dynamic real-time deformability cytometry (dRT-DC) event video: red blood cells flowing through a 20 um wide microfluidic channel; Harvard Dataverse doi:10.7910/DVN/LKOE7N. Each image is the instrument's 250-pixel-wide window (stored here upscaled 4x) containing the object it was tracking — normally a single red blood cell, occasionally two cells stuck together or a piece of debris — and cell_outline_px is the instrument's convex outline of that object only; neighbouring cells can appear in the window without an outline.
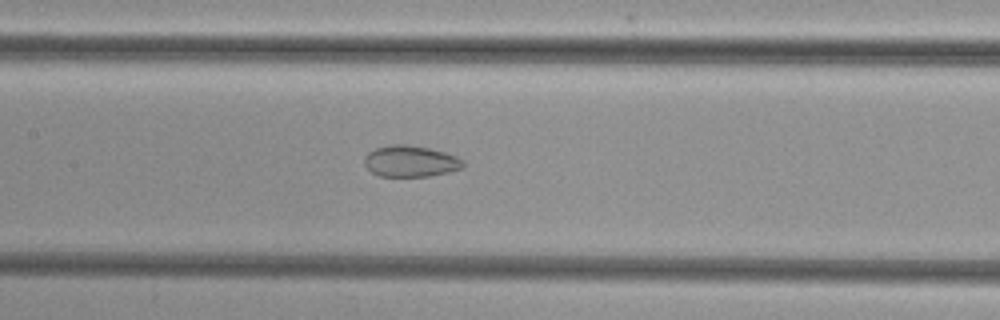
{"species": "common noctule bat (a hibernating species)", "species_latin": "Nyctalus noctula", "temperature_condition": "cold", "stored_images_in_passage": 52, "camera_frame_rate_fps": 3000, "um_per_image_px": 0.085, "animal": {"sex": "female", "body_mass_g": 29.2, "forearm_length_mm": 56.3}, "frame": {"image": 1, "passage_image": 25, "time_ms": 8.0, "image_size_px": [1000, 320], "cell_outline_px": [[464, 164], [460, 168], [448, 172], [428, 176], [380, 176], [372, 172], [364, 164], [364, 156], [368, 152], [376, 148], [392, 144], [404, 144], [428, 148], [444, 152], [456, 156], [464, 160]], "centroid_in_image_um": [34.87, 13.7], "position_along_channel_um": 172.5, "area_um2": 17.86}}
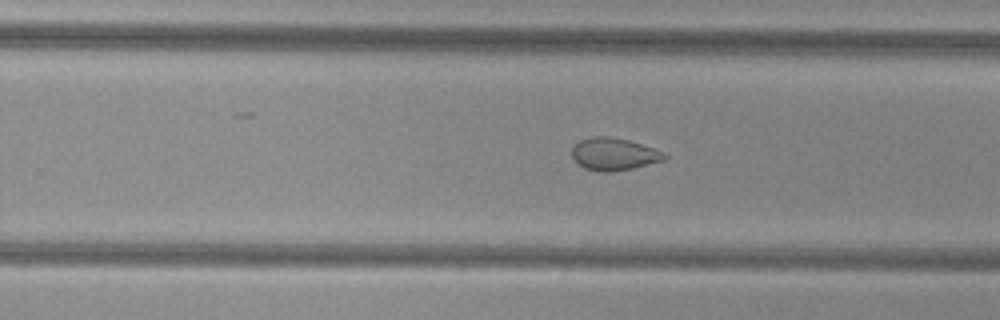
{"frame": {"image": 2, "passage_image": 33, "time_ms": 10.667, "image_size_px": [1000, 320], "cell_outline_px": [[668, 156], [664, 160], [632, 168], [612, 172], [600, 172], [584, 168], [572, 156], [572, 148], [580, 140], [592, 136], [608, 136], [628, 140], [664, 152]], "centroid_in_image_um": [52.17, 13.1], "position_along_channel_um": 277.6, "area_um2": 17.28}}
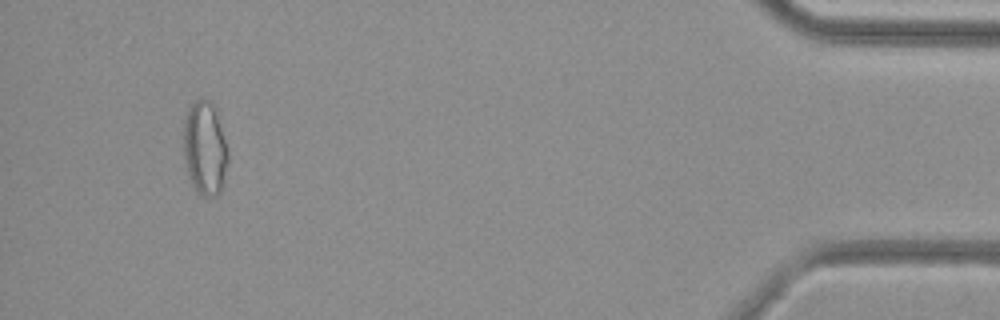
{"frame": {"image": 3, "passage_image": 49, "time_ms": 16.0, "image_size_px": [1000, 320], "cell_outline_px": [[228, 164], [224, 184], [220, 192], [216, 196], [200, 196], [196, 192], [188, 176], [184, 160], [184, 116], [188, 108], [196, 100], [208, 100], [216, 108], [228, 148]], "centroid_in_image_um": [17.43, 12.64], "position_along_channel_um": 417.8, "area_um2": 24.8}}